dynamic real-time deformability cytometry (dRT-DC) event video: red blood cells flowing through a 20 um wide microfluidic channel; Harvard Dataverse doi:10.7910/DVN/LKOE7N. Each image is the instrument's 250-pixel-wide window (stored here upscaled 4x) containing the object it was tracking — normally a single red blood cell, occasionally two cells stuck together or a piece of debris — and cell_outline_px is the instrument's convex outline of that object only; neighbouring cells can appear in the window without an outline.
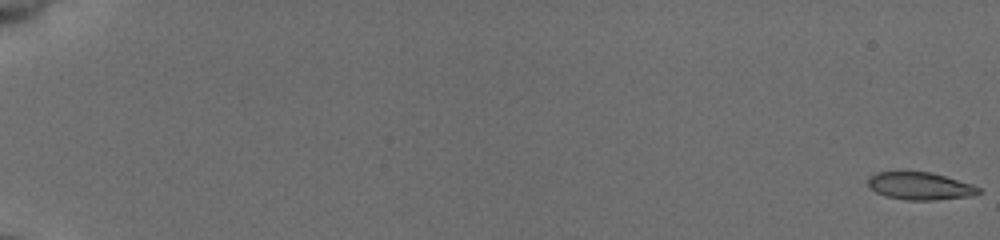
{"species": "common noctule bat (a hibernating species)", "species_latin": "Nyctalus noctula", "temperature_condition": "cold", "stored_images_in_passage": 55, "camera_frame_rate_fps": 3000, "um_per_image_px": 0.085, "animal": {"sex": "female", "body_mass_g": 19.5, "forearm_length_mm": 54.1}, "frame": {"image": 1, "passage_image": 1, "time_ms": 0.0, "image_size_px": [1000, 240], "cell_outline_px": [[980, 192], [972, 196], [932, 200], [908, 200], [884, 196], [876, 192], [868, 184], [868, 176], [876, 172], [932, 172], [972, 184], [980, 188]], "centroid_in_image_um": [78.2, 15.81], "position_along_channel_um": 6.8, "area_um2": 17.69}}
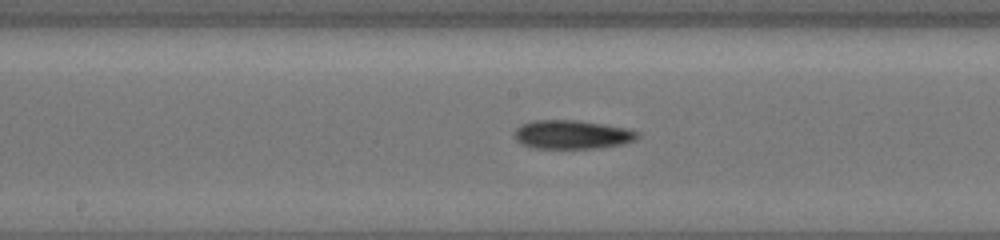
{"frame": {"image": 2, "passage_image": 32, "time_ms": 10.333, "image_size_px": [1000, 240], "cell_outline_px": [[640, 136], [636, 140], [624, 144], [600, 148], [532, 148], [520, 144], [516, 140], [516, 128], [520, 124], [536, 120], [576, 120], [624, 128], [640, 132]], "centroid_in_image_um": [48.63, 11.45], "position_along_channel_um": 199.6, "area_um2": 20.63}}
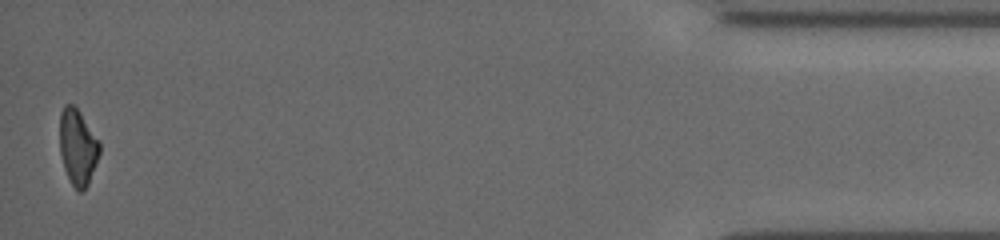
{"frame": {"image": 3, "passage_image": 55, "time_ms": 18.0, "image_size_px": [1000, 240], "cell_outline_px": [[100, 152], [96, 164], [88, 184], [80, 192], [76, 192], [64, 168], [60, 152], [60, 112], [64, 104], [72, 104], [80, 112], [100, 140]], "centroid_in_image_um": [6.61, 12.48], "position_along_channel_um": 428.6, "area_um2": 17.69}, "authors_computed_cell_mechanics": {"area_um2": 18.9006, "velocity_mm_per_s": 3.9334, "shape_relaxation_time_tau1_ms": 6.7684, "shape_relaxation_time_tau2_ms": 4.5101, "deformation_change_tau1": 0.1718, "deformation_change_tau2": 0.1417}}